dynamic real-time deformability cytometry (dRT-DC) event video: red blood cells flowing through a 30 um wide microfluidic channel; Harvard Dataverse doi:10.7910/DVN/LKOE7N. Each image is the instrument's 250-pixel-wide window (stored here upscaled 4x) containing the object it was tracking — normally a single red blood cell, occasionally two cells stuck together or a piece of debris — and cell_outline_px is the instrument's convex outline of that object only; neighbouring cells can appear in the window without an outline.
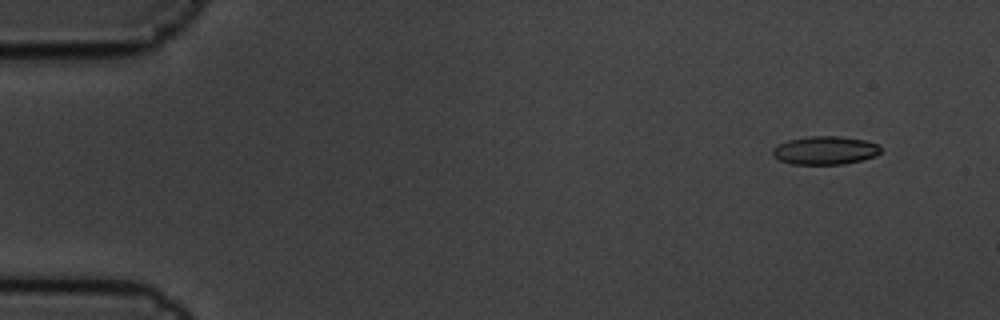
{"species": "common noctule bat (a hibernating species)", "species_latin": "Nyctalus noctula", "temperature_condition": "cold", "stored_images_in_passage": 5, "camera_frame_rate_fps": 3000, "um_per_image_px": 0.085, "animal": {"sex": "male", "body_mass_g": 19.5, "forearm_length_mm": 54.6}, "frame": {"image": 1, "passage_image": 2, "time_ms": 0.333, "image_size_px": [1000, 320], "cell_outline_px": [[880, 152], [876, 156], [844, 164], [792, 164], [780, 160], [772, 156], [772, 148], [788, 140], [808, 136], [840, 136], [864, 140], [880, 144]], "centroid_in_image_um": [70.13, 12.78], "position_along_channel_um": 14.9, "area_um2": 17.86}}
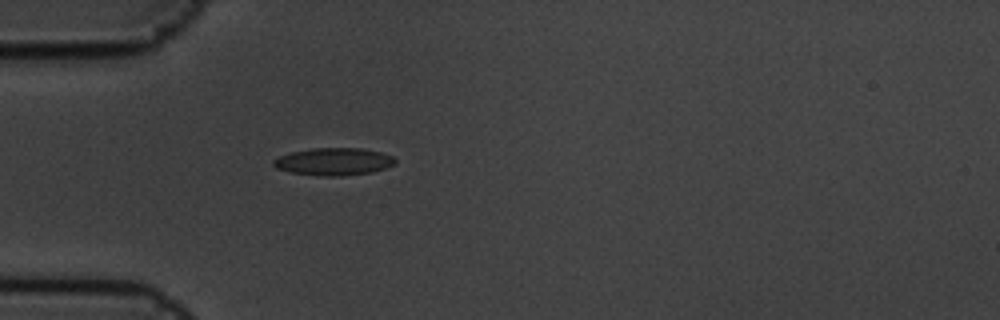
{"frame": {"image": 2, "passage_image": 5, "time_ms": 1.333, "image_size_px": [1000, 320], "cell_outline_px": [[396, 164], [372, 172], [340, 176], [316, 176], [292, 172], [276, 168], [272, 164], [272, 160], [280, 156], [292, 152], [312, 148], [360, 148], [380, 152], [392, 156], [396, 160]], "centroid_in_image_um": [28.36, 13.74], "position_along_channel_um": 56.6, "area_um2": 19.42}}